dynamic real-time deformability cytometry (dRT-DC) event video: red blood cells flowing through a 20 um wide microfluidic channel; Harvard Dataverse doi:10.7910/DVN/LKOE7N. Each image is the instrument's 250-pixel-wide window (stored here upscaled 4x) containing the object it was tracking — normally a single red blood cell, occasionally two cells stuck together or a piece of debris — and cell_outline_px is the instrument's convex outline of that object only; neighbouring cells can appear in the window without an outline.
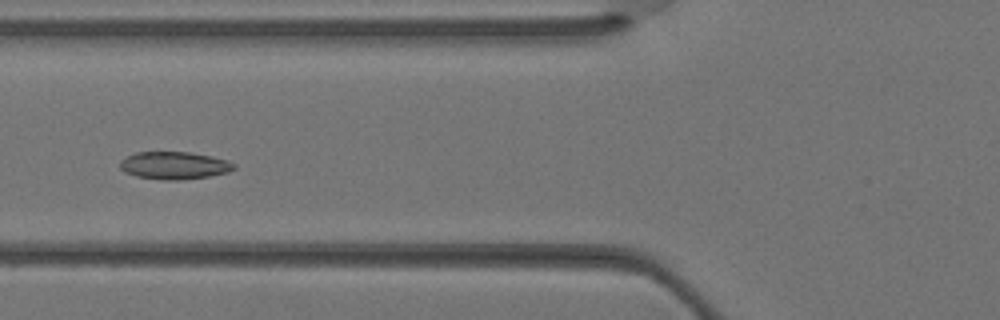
{"species": "Egyptian fruit bat (a non-hibernating species)", "species_latin": "Rousettus aegyptiacus", "temperature_condition": "warm", "stored_images_in_passage": 28, "camera_frame_rate_fps": 3000, "um_per_image_px": 0.085, "animal": {"sex": "female"}, "frame": {"image": 1, "passage_image": 6, "time_ms": 1.667, "image_size_px": [1000, 320], "cell_outline_px": [[236, 168], [228, 172], [208, 176], [180, 180], [164, 180], [136, 176], [124, 172], [120, 168], [120, 160], [136, 152], [188, 152], [212, 156], [228, 160], [236, 164]], "centroid_in_image_um": [14.82, 14.06], "position_along_channel_um": 111.0, "area_um2": 18.32}}
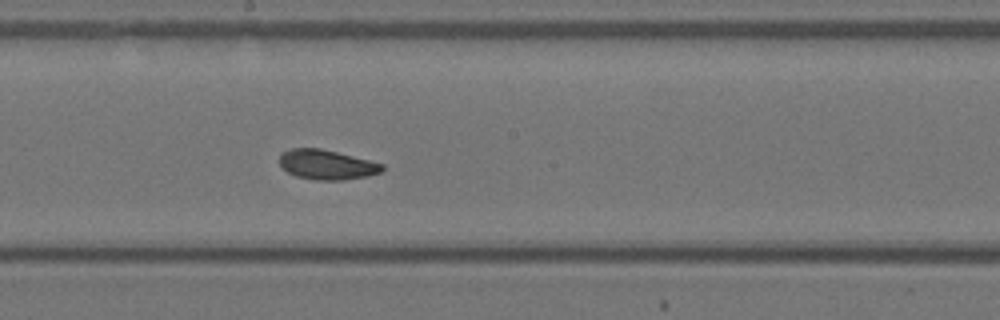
{"frame": {"image": 2, "passage_image": 12, "time_ms": 3.667, "image_size_px": [1000, 320], "cell_outline_px": [[384, 168], [380, 172], [368, 176], [344, 180], [316, 180], [296, 176], [288, 172], [280, 164], [280, 152], [292, 148], [320, 148], [384, 164]], "centroid_in_image_um": [27.76, 14.0], "position_along_channel_um": 220.4, "area_um2": 17.69}}
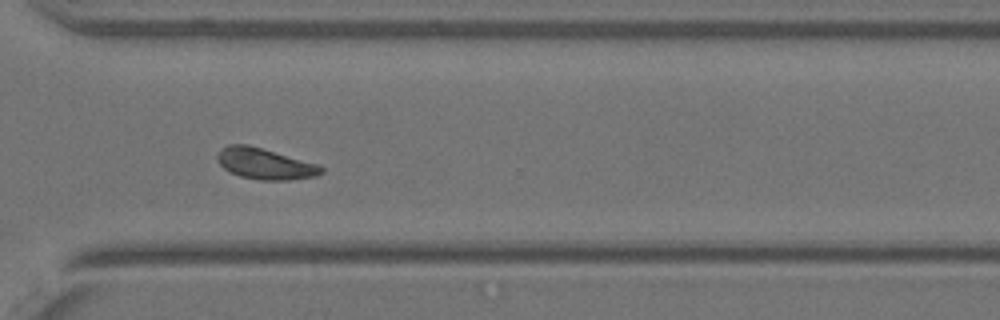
{"frame": {"image": 3, "passage_image": 19, "time_ms": 6.0, "image_size_px": [1000, 320], "cell_outline_px": [[324, 172], [316, 176], [288, 180], [260, 180], [240, 176], [224, 168], [220, 164], [216, 156], [220, 148], [228, 144], [248, 144], [320, 164], [324, 168]], "centroid_in_image_um": [22.54, 13.91], "position_along_channel_um": 348.1, "area_um2": 18.96}}